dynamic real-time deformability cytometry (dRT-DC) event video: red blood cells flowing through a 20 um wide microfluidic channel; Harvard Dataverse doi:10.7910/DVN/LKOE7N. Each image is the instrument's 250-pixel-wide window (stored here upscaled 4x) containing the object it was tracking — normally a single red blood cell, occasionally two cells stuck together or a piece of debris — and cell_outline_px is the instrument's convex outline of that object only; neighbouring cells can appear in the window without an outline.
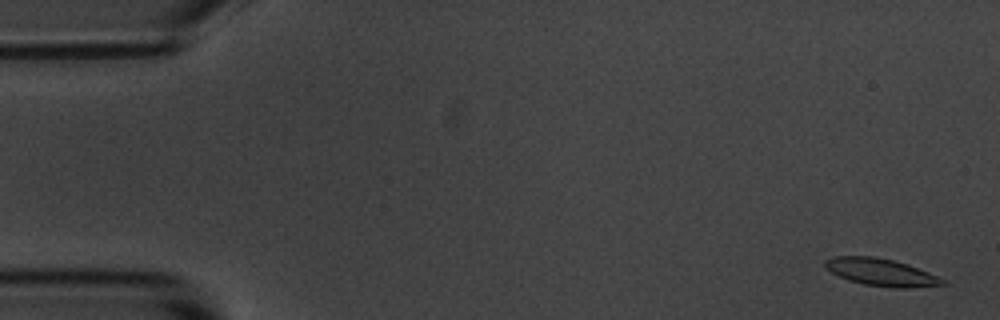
{"species": "common noctule bat (a hibernating species)", "species_latin": "Nyctalus noctula", "temperature_condition": "room temperature", "stored_images_in_passage": 5, "camera_frame_rate_fps": 3000, "um_per_image_px": 0.085, "animal": {"sex": "male", "body_mass_g": 20.1, "forearm_length_mm": 53.5}, "frame": {"image": 1, "passage_image": 1, "time_ms": 0.0, "image_size_px": [1000, 320], "cell_outline_px": [[948, 284], [908, 288], [896, 288], [864, 284], [848, 280], [832, 272], [824, 264], [824, 260], [832, 256], [872, 256], [892, 260], [908, 264], [936, 276], [944, 280]], "centroid_in_image_um": [74.88, 23.13], "position_along_channel_um": 10.1, "area_um2": 18.44}}
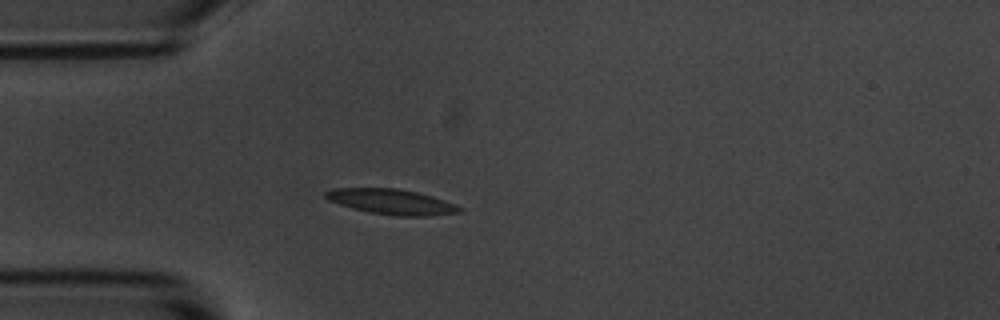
{"frame": {"image": 2, "passage_image": 5, "time_ms": 4.333, "image_size_px": [1000, 320], "cell_outline_px": [[464, 208], [460, 212], [428, 216], [396, 216], [368, 212], [352, 208], [328, 200], [324, 196], [324, 192], [332, 188], [396, 188], [416, 192], [432, 196], [456, 204]], "centroid_in_image_um": [33.28, 17.15], "position_along_channel_um": 51.7, "area_um2": 19.77}}